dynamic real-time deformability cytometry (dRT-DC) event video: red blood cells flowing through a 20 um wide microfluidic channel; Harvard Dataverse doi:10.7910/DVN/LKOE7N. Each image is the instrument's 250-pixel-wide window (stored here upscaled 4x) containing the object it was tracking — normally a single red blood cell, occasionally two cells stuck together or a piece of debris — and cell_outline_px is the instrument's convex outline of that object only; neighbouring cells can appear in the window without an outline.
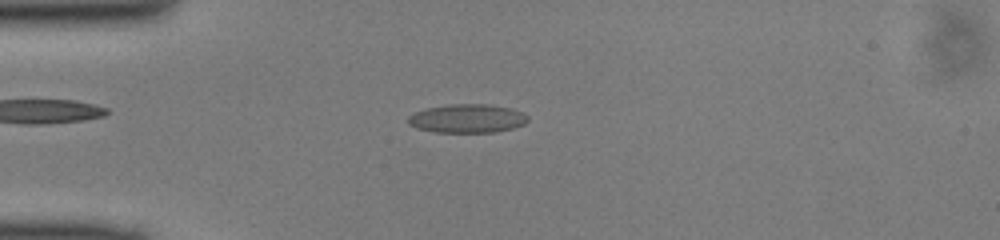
{"species": "common noctule bat (a hibernating species)", "species_latin": "Nyctalus noctula", "temperature_condition": "cold", "stored_images_in_passage": 48, "camera_frame_rate_fps": 3000, "um_per_image_px": 0.085, "animal": {"sex": "male", "body_mass_g": 13.0, "forearm_length_mm": 53.1}, "frame": {"image": 1, "passage_image": 12, "time_ms": 3.667, "image_size_px": [1000, 240], "cell_outline_px": [[528, 120], [524, 124], [512, 128], [496, 132], [436, 132], [416, 128], [408, 124], [408, 116], [424, 108], [448, 104], [488, 104], [512, 108], [524, 112], [528, 116]], "centroid_in_image_um": [39.72, 10.06], "position_along_channel_um": 45.3, "area_um2": 20.17}}
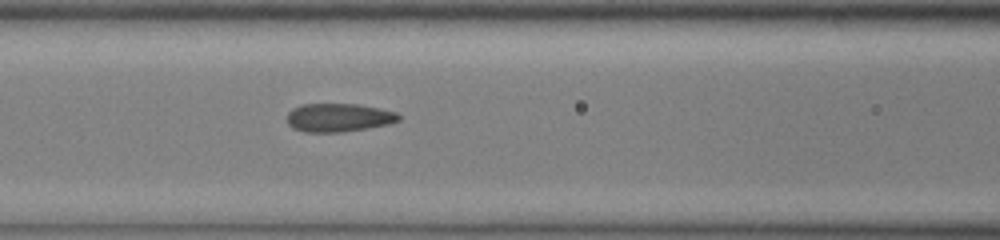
{"frame": {"image": 2, "passage_image": 20, "time_ms": 6.333, "image_size_px": [1000, 240], "cell_outline_px": [[400, 120], [388, 124], [368, 128], [340, 132], [304, 132], [292, 128], [288, 124], [288, 112], [292, 108], [300, 104], [356, 104], [396, 112], [400, 116]], "centroid_in_image_um": [28.74, 10.0], "position_along_channel_um": 137.9, "area_um2": 18.44}}
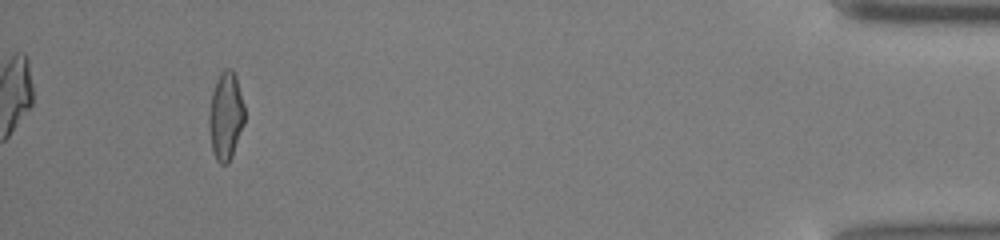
{"frame": {"image": 3, "passage_image": 45, "time_ms": 14.667, "image_size_px": [1000, 240], "cell_outline_px": [[244, 124], [232, 156], [228, 164], [220, 164], [216, 160], [212, 148], [208, 124], [208, 112], [212, 92], [216, 80], [220, 72], [224, 68], [232, 68], [236, 76], [244, 104]], "centroid_in_image_um": [19.18, 9.84], "position_along_channel_um": 416.0, "area_um2": 18.44}}